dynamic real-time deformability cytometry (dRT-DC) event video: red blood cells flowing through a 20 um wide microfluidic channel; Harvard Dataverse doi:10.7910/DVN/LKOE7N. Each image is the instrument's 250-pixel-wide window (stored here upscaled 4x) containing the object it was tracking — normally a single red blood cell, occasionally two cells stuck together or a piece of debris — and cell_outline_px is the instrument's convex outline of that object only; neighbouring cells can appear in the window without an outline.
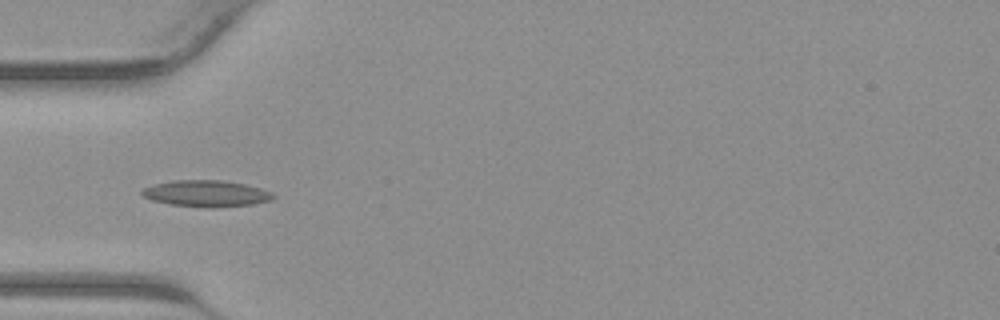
{"species": "common noctule bat (a hibernating species)", "species_latin": "Nyctalus noctula", "temperature_condition": "warm", "stored_images_in_passage": 17, "camera_frame_rate_fps": 3000, "um_per_image_px": 0.085, "animal": {"sex": "male", "body_mass_g": 23.1, "forearm_length_mm": 52.7}, "frame": {"image": 1, "passage_image": 3, "time_ms": 0.667, "image_size_px": [1000, 320], "cell_outline_px": [[276, 196], [272, 200], [252, 204], [208, 208], [168, 204], [152, 200], [144, 196], [140, 192], [144, 188], [152, 184], [172, 180], [224, 180], [244, 184], [260, 188], [272, 192]], "centroid_in_image_um": [17.52, 16.44], "position_along_channel_um": 67.5, "area_um2": 20.29}}
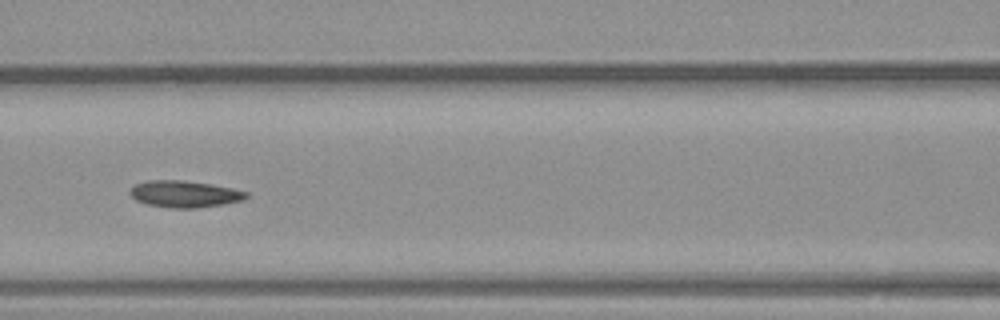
{"frame": {"image": 2, "passage_image": 8, "time_ms": 2.333, "image_size_px": [1000, 320], "cell_outline_px": [[248, 196], [244, 200], [224, 204], [196, 208], [168, 208], [144, 204], [136, 200], [128, 192], [128, 188], [136, 184], [148, 180], [184, 180], [212, 184], [232, 188], [248, 192]], "centroid_in_image_um": [15.66, 16.49], "position_along_channel_um": 150.9, "area_um2": 18.38}}